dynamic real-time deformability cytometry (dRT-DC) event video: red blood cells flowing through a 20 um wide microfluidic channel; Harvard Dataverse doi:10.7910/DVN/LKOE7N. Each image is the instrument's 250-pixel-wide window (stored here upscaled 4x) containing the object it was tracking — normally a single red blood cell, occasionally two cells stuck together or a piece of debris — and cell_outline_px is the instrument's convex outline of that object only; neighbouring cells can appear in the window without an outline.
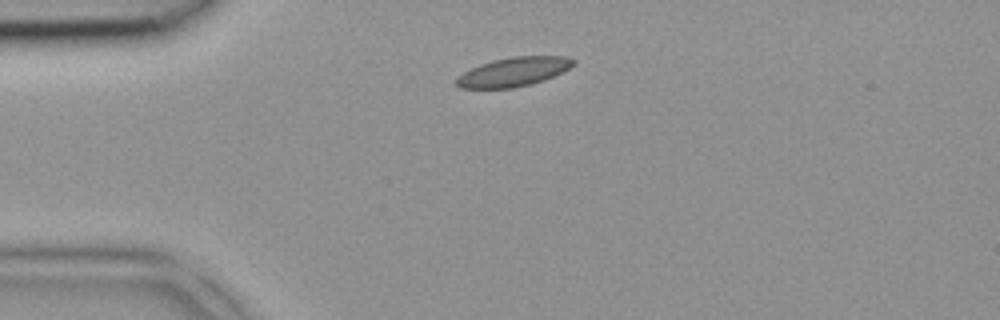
{"species": "common noctule bat (a hibernating species)", "species_latin": "Nyctalus noctula", "temperature_condition": "room temperature", "stored_images_in_passage": 3, "camera_frame_rate_fps": 3000, "um_per_image_px": 0.085, "animal": {"sex": "female", "body_mass_g": 18.4}, "frame": {"image": 1, "passage_image": 1, "time_ms": 0.0, "image_size_px": [1000, 320], "cell_outline_px": [[576, 64], [544, 80], [512, 88], [460, 88], [456, 84], [456, 76], [480, 64], [492, 60], [512, 56], [564, 56], [576, 60]], "centroid_in_image_um": [43.63, 6.09], "position_along_channel_um": 41.4, "area_um2": 19.65}}